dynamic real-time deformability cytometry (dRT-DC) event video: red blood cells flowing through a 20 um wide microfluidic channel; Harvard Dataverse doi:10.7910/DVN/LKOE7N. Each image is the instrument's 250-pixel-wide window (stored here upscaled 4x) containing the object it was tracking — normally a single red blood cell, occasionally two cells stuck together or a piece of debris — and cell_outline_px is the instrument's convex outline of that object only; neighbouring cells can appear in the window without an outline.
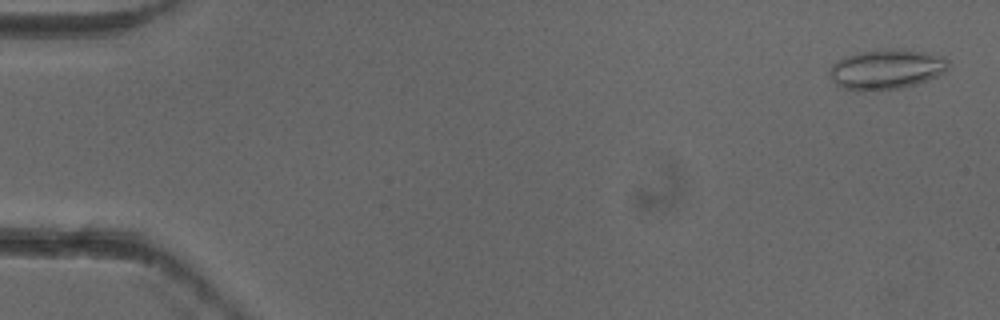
{"species": "common noctule bat (a hibernating species)", "species_latin": "Nyctalus noctula", "temperature_condition": "cold", "stored_images_in_passage": 3, "camera_frame_rate_fps": 3000, "um_per_image_px": 0.085, "animal": {"sex": "female"}, "frame": {"image": 1, "passage_image": 1, "time_ms": 0.0, "image_size_px": [1000, 320], "cell_outline_px": [[948, 68], [944, 72], [928, 80], [916, 84], [900, 88], [876, 92], [856, 92], [836, 88], [828, 72], [832, 64], [836, 60], [844, 56], [860, 52], [888, 48], [908, 48], [944, 56], [948, 60]], "centroid_in_image_um": [75.28, 5.91], "position_along_channel_um": 9.7, "area_um2": 28.78}}